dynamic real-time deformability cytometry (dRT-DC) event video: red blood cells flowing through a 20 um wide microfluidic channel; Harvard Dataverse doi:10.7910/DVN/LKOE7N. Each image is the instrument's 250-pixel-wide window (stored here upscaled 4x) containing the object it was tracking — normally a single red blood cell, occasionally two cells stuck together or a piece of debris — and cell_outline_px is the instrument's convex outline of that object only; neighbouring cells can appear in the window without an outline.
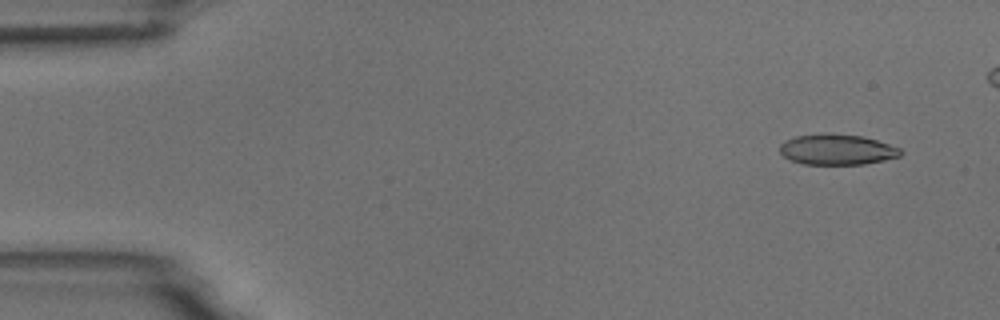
{"species": "common noctule bat (a hibernating species)", "species_latin": "Nyctalus noctula", "temperature_condition": "room temperature", "stored_images_in_passage": 5, "camera_frame_rate_fps": 3000, "um_per_image_px": 0.085, "animal": {"sex": "male", "body_mass_g": 18.8}, "frame": {"image": 1, "passage_image": 1, "time_ms": 0.0, "image_size_px": [1000, 320], "cell_outline_px": [[904, 152], [900, 156], [884, 160], [864, 164], [804, 164], [792, 160], [784, 156], [780, 152], [780, 144], [784, 140], [796, 136], [860, 136], [876, 140], [900, 148]], "centroid_in_image_um": [71.17, 12.75], "position_along_channel_um": 13.8, "area_um2": 20.63}}